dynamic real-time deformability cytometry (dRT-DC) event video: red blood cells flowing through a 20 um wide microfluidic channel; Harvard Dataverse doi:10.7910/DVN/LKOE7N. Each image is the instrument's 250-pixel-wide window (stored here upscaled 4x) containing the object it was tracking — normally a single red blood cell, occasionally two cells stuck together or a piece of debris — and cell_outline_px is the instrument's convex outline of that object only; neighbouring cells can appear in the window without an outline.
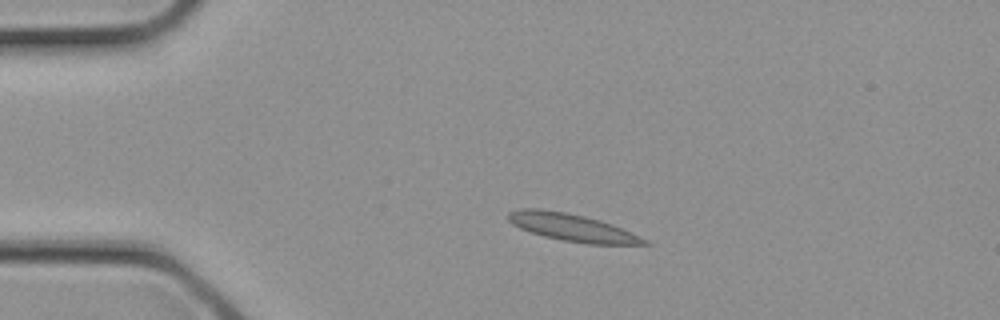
{"species": "common noctule bat (a hibernating species)", "species_latin": "Nyctalus noctula", "temperature_condition": "cold", "stored_images_in_passage": 2, "camera_frame_rate_fps": 3000, "um_per_image_px": 0.085, "animal": {"sex": "female", "body_mass_g": 21.9}, "frame": {"image": 1, "passage_image": 2, "time_ms": 0.333, "image_size_px": [1000, 320], "cell_outline_px": [[652, 244], [588, 244], [564, 240], [544, 236], [528, 232], [512, 224], [508, 220], [508, 212], [520, 208], [540, 208], [564, 212], [584, 216], [600, 220], [612, 224], [640, 236], [648, 240]], "centroid_in_image_um": [48.6, 19.33], "position_along_channel_um": 36.4, "area_um2": 21.68}}